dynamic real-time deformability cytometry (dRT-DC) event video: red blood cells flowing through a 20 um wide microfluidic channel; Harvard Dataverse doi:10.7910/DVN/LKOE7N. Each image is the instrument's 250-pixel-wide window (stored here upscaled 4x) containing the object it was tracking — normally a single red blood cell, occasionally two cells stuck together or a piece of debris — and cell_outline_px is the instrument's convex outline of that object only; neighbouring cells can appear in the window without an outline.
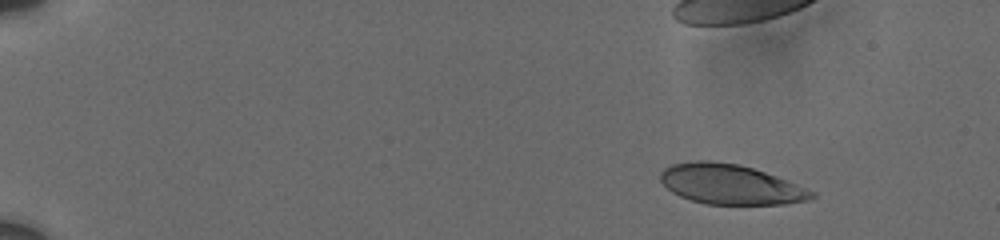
{"species": "human", "species_latin": "Homo sapiens", "temperature_condition": "cold", "stored_images_in_passage": 13, "camera_frame_rate_fps": 3000, "um_per_image_px": 0.085, "donor": {"sex": "male"}, "frame": {"image": 1, "passage_image": 4, "time_ms": 2.667, "image_size_px": [1000, 240], "cell_outline_px": [[816, 196], [808, 200], [784, 204], [704, 204], [680, 196], [672, 192], [660, 180], [660, 172], [664, 168], [672, 164], [700, 160], [708, 160], [740, 164], [776, 176], [816, 192]], "centroid_in_image_um": [62.08, 15.67], "position_along_channel_um": 22.9, "area_um2": 35.03}}